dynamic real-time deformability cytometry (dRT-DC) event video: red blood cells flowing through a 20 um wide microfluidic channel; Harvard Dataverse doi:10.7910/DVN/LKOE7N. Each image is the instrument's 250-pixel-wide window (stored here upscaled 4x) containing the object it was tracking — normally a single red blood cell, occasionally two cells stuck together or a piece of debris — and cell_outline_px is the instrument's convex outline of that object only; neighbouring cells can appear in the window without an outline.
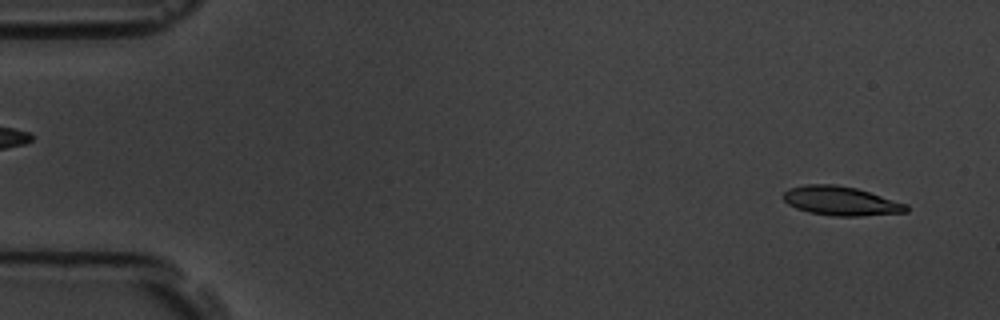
{"species": "common noctule bat (a hibernating species)", "species_latin": "Nyctalus noctula", "temperature_condition": "room temperature", "stored_images_in_passage": 5, "camera_frame_rate_fps": 3000, "um_per_image_px": 0.085, "animal": {"sex": "male", "body_mass_g": 19.5, "forearm_length_mm": 54.6}, "frame": {"image": 1, "passage_image": 1, "time_ms": 0.0, "image_size_px": [1000, 320], "cell_outline_px": [[908, 212], [860, 216], [832, 216], [808, 212], [796, 208], [788, 204], [784, 200], [784, 192], [788, 188], [804, 184], [836, 184], [856, 188], [908, 204]], "centroid_in_image_um": [71.47, 17.08], "position_along_channel_um": 13.5, "area_um2": 20.92}}